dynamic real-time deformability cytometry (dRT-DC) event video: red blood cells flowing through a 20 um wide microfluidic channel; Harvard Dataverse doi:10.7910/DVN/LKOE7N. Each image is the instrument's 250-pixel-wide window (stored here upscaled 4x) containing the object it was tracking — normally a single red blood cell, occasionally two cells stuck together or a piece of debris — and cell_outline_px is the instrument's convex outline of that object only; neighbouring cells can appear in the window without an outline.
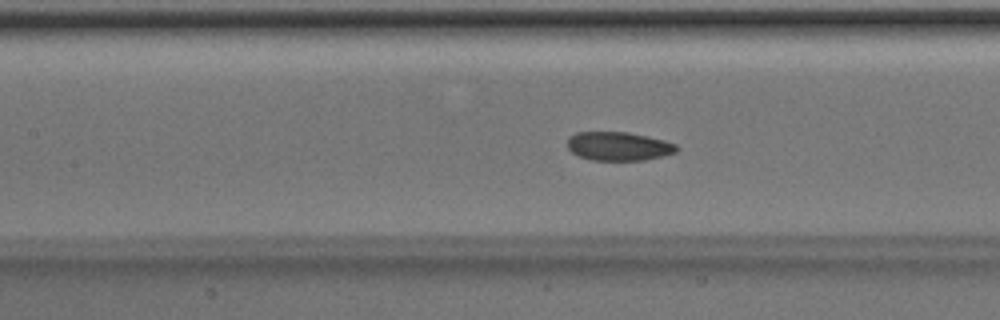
{"species": "Egyptian fruit bat (a non-hibernating species)", "species_latin": "Rousettus aegyptiacus", "temperature_condition": "room temperature", "stored_images_in_passage": 49, "camera_frame_rate_fps": 3000, "um_per_image_px": 0.085, "animal": {"sex": "male"}, "frame": {"image": 1, "passage_image": 21, "time_ms": 6.667, "image_size_px": [1000, 320], "cell_outline_px": [[680, 148], [676, 152], [644, 160], [592, 160], [580, 156], [572, 152], [568, 148], [568, 136], [576, 132], [628, 132], [648, 136], [664, 140], [676, 144]], "centroid_in_image_um": [52.58, 12.42], "position_along_channel_um": 154.8, "area_um2": 18.26}}
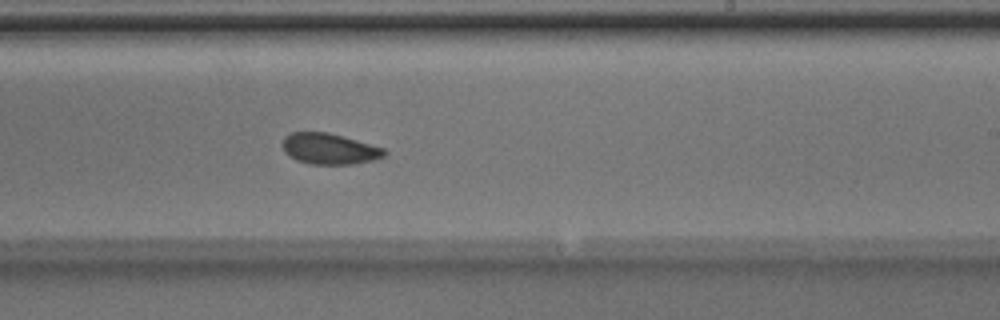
{"frame": {"image": 2, "passage_image": 29, "time_ms": 9.333, "image_size_px": [1000, 320], "cell_outline_px": [[388, 152], [384, 156], [372, 160], [352, 164], [312, 164], [296, 160], [288, 156], [284, 152], [284, 136], [292, 132], [328, 132], [384, 148]], "centroid_in_image_um": [27.99, 12.65], "position_along_channel_um": 261.0, "area_um2": 18.21}}
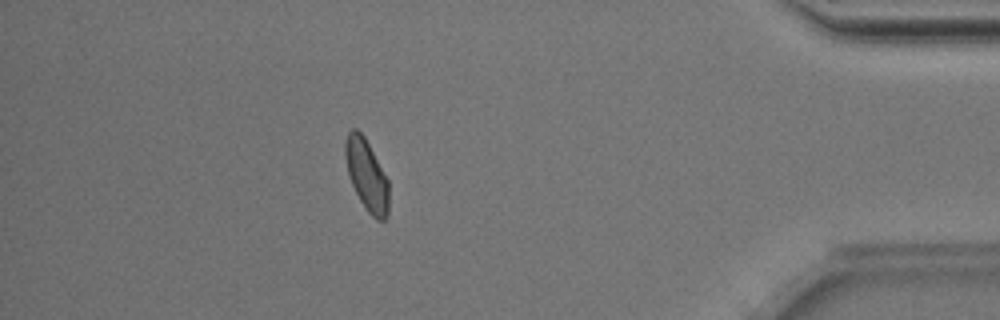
{"frame": {"image": 3, "passage_image": 43, "time_ms": 14.0, "image_size_px": [1000, 320], "cell_outline_px": [[388, 216], [384, 220], [376, 220], [368, 212], [360, 200], [352, 184], [348, 172], [344, 156], [344, 144], [348, 132], [352, 128], [356, 128], [364, 136], [388, 180]], "centroid_in_image_um": [31.15, 14.87], "position_along_channel_um": 404.0, "area_um2": 17.92}, "authors_computed_cell_mechanics": {"area_um2": 18.6116, "velocity_mm_per_s": 4.0009, "shape_relaxation_time_tau1_ms": 6.3135, "shape_relaxation_time_tau2_ms": 3.4934, "deformation_change_tau1": 0.1114, "deformation_change_tau2": 0.0835}}